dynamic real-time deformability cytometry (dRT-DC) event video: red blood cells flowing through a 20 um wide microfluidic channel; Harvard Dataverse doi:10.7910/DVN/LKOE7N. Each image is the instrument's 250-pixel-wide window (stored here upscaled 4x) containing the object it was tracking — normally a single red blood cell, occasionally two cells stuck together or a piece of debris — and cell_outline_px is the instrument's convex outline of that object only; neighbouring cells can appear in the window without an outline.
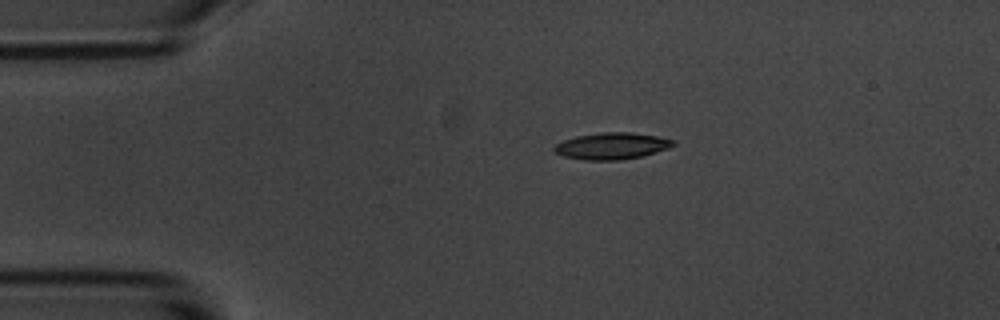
{"species": "common noctule bat (a hibernating species)", "species_latin": "Nyctalus noctula", "temperature_condition": "room temperature", "stored_images_in_passage": 5, "camera_frame_rate_fps": 3000, "um_per_image_px": 0.085, "animal": {"sex": "male", "body_mass_g": 20.1, "forearm_length_mm": 53.5}, "frame": {"image": 1, "passage_image": 5, "time_ms": 5.667, "image_size_px": [1000, 320], "cell_outline_px": [[676, 144], [668, 148], [656, 152], [640, 156], [620, 160], [584, 160], [564, 156], [552, 152], [552, 148], [556, 144], [564, 140], [576, 136], [604, 132], [632, 132], [656, 136], [676, 140]], "centroid_in_image_um": [51.99, 12.4], "position_along_channel_um": 33.0, "area_um2": 18.5}}